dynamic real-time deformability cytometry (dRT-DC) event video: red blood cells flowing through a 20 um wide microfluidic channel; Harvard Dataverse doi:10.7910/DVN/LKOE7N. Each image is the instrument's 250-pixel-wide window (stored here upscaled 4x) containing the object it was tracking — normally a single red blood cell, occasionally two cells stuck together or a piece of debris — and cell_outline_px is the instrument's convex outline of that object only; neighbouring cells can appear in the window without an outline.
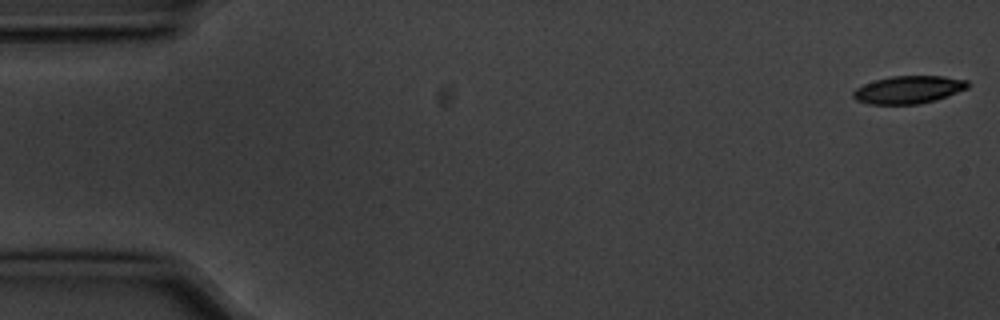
{"species": "common noctule bat (a hibernating species)", "species_latin": "Nyctalus noctula", "temperature_condition": "cold", "stored_images_in_passage": 13, "camera_frame_rate_fps": 3000, "um_per_image_px": 0.085, "animal": {"sex": "male", "body_mass_g": 20.1, "forearm_length_mm": 53.5}, "frame": {"image": 1, "passage_image": 1, "time_ms": 0.0, "image_size_px": [1000, 320], "cell_outline_px": [[972, 84], [968, 88], [936, 100], [916, 104], [868, 104], [856, 100], [852, 96], [852, 92], [856, 88], [864, 84], [876, 80], [892, 76], [944, 76], [968, 80]], "centroid_in_image_um": [77.25, 7.62], "position_along_channel_um": 7.8, "area_um2": 18.55}}
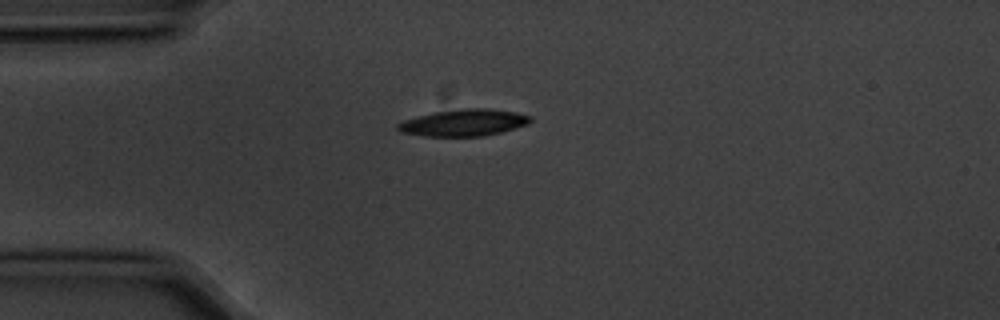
{"frame": {"image": 2, "passage_image": 4, "time_ms": 1.0, "image_size_px": [1000, 320], "cell_outline_px": [[532, 120], [528, 124], [500, 132], [484, 136], [424, 136], [400, 132], [396, 128], [396, 124], [404, 120], [432, 112], [464, 108], [488, 108], [516, 112], [532, 116]], "centroid_in_image_um": [39.41, 10.42], "position_along_channel_um": 45.6, "area_um2": 20.75}}